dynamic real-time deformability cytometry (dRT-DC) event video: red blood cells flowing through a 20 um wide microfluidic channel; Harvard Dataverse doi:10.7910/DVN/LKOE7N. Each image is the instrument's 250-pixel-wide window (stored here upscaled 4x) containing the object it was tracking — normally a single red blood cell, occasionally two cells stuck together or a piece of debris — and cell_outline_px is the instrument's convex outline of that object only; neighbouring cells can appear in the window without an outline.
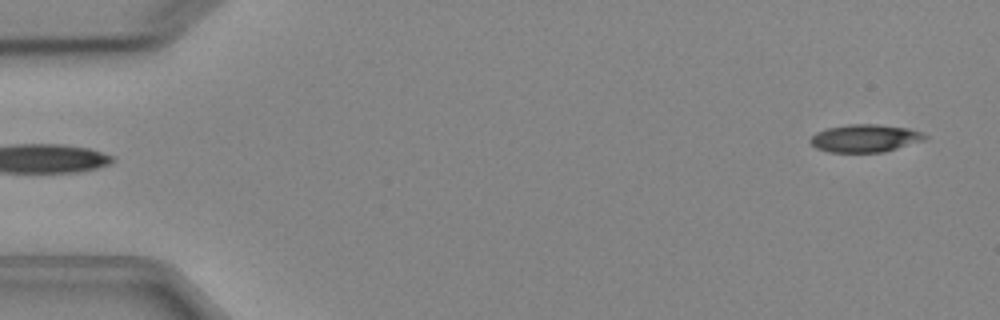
{"species": "Egyptian fruit bat (a non-hibernating species)", "species_latin": "Rousettus aegyptiacus", "temperature_condition": "cold", "stored_images_in_passage": 6, "segment_of_instrument_passage": [2, 2], "camera_frame_rate_fps": 3000, "um_per_image_px": 0.085, "animal": {"sex": "female"}, "frame": {"image": 1, "passage_image": 6, "time_ms": 5.667, "image_size_px": [1000, 320], "cell_outline_px": [[928, 136], [924, 140], [884, 152], [828, 152], [816, 148], [808, 140], [816, 132], [828, 128], [848, 124], [876, 124], [908, 128], [920, 132]], "centroid_in_image_um": [73.5, 11.75], "position_along_channel_um": 11.5, "area_um2": 18.44}}